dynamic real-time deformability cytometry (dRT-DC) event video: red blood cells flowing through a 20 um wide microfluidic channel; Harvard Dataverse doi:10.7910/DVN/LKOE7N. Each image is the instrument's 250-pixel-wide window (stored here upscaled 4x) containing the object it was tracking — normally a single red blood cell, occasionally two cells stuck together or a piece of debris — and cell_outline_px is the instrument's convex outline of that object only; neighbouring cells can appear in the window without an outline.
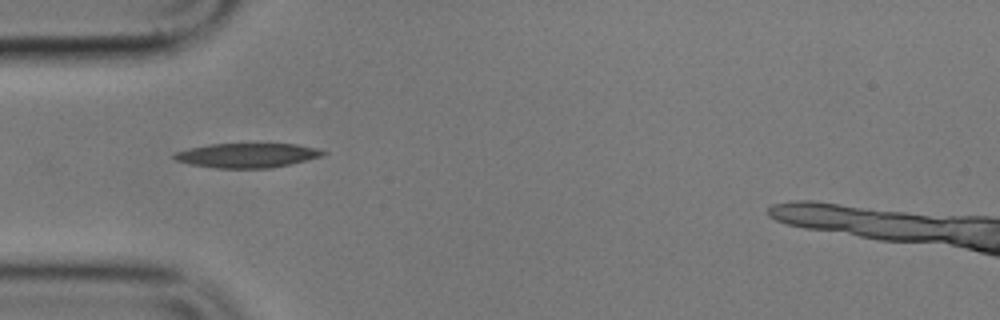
{"species": "common noctule bat (a hibernating species)", "species_latin": "Nyctalus noctula", "temperature_condition": "cold", "stored_images_in_passage": 1, "camera_frame_rate_fps": 3000, "um_per_image_px": 0.085, "animal": {"sex": "male", "body_mass_g": 17.9}, "frame": {"image": 1, "passage_image": 1, "time_ms": 0.0, "image_size_px": [1000, 320], "cell_outline_px": [[328, 152], [324, 156], [272, 168], [216, 168], [192, 164], [176, 160], [172, 156], [176, 152], [192, 148], [212, 144], [296, 144], [320, 148]], "centroid_in_image_um": [21.1, 13.2], "position_along_channel_um": 63.9, "area_um2": 21.1}}